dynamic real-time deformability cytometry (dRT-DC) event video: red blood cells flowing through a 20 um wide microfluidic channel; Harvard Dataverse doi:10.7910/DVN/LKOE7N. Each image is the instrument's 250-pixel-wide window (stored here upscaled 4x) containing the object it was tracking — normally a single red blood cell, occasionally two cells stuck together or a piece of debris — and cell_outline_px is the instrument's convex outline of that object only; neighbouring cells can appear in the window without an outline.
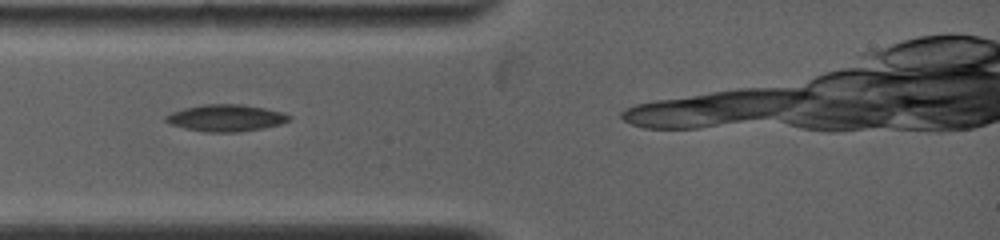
{"species": "common noctule bat (a hibernating species)", "species_latin": "Nyctalus noctula", "temperature_condition": "warm", "stored_images_in_passage": 6, "camera_frame_rate_fps": 5000, "um_per_image_px": 0.085, "animal": {"sex": "female", "body_mass_g": 19.0, "forearm_length_mm": 53.3}, "frame": {"image": 1, "passage_image": 1, "time_ms": 0.0, "image_size_px": [1000, 240], "cell_outline_px": [[292, 116], [288, 120], [280, 124], [264, 128], [236, 132], [204, 132], [184, 128], [172, 124], [164, 120], [164, 116], [172, 112], [184, 108], [204, 104], [240, 104], [264, 108], [284, 112]], "centroid_in_image_um": [19.2, 10.02], "position_along_channel_um": 65.8, "area_um2": 19.25}}